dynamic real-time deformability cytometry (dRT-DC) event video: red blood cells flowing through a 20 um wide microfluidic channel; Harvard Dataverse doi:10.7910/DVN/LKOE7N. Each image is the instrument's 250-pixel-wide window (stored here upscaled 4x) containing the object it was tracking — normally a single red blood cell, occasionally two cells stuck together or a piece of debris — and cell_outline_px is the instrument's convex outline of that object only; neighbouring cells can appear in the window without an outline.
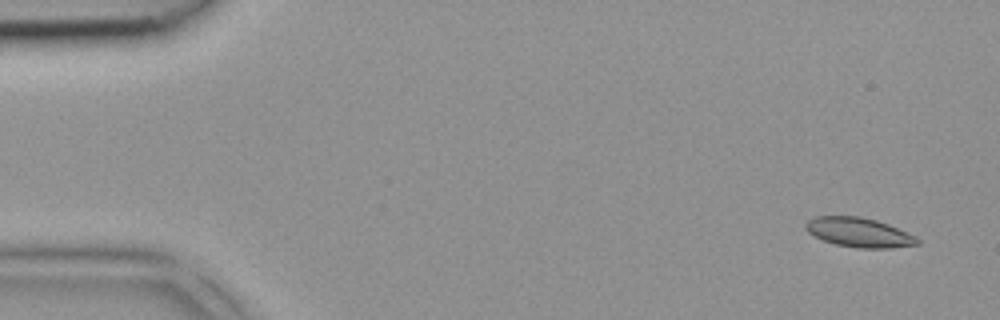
{"species": "common noctule bat (a hibernating species)", "species_latin": "Nyctalus noctula", "temperature_condition": "room temperature", "stored_images_in_passage": 5, "camera_frame_rate_fps": 3000, "um_per_image_px": 0.085, "animal": {"sex": "female", "body_mass_g": 18.4}, "frame": {"image": 1, "passage_image": 1, "time_ms": 0.0, "image_size_px": [1000, 320], "cell_outline_px": [[920, 244], [892, 248], [856, 248], [836, 244], [824, 240], [808, 232], [804, 228], [804, 224], [808, 220], [816, 216], [860, 216], [876, 220], [888, 224], [916, 236], [920, 240]], "centroid_in_image_um": [73.03, 19.75], "position_along_channel_um": 12.0, "area_um2": 19.19}}
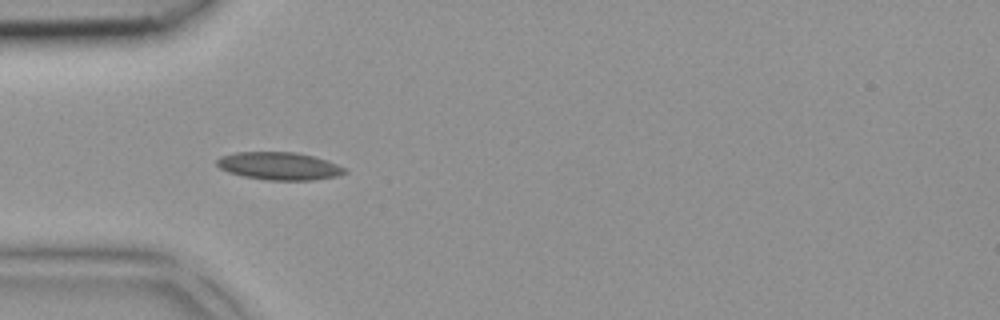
{"frame": {"image": 2, "passage_image": 4, "time_ms": 1.0, "image_size_px": [1000, 320], "cell_outline_px": [[348, 172], [336, 176], [312, 180], [268, 180], [244, 176], [228, 172], [220, 168], [216, 164], [216, 160], [220, 156], [236, 152], [296, 152], [328, 160], [344, 168]], "centroid_in_image_um": [23.71, 14.1], "position_along_channel_um": 61.3, "area_um2": 20.58}}